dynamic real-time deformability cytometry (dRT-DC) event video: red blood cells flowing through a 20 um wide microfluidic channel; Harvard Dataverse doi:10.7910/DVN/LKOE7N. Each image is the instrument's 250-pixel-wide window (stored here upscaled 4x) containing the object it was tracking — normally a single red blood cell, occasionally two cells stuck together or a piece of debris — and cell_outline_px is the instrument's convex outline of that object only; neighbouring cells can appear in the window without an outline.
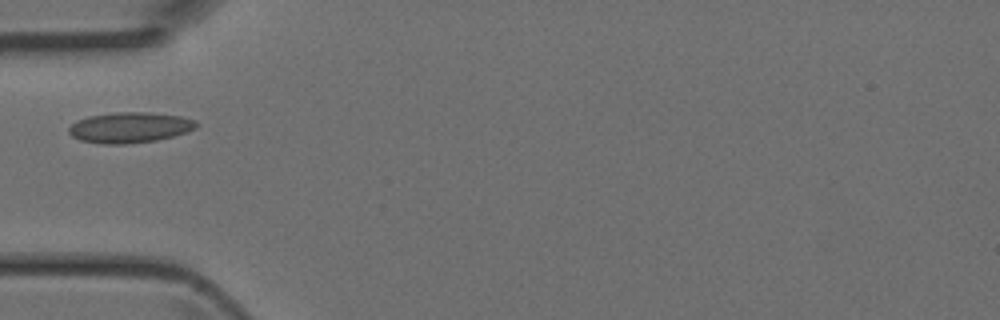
{"species": "Egyptian fruit bat (a non-hibernating species)", "species_latin": "Rousettus aegyptiacus", "temperature_condition": "room temperature", "stored_images_in_passage": 3, "camera_frame_rate_fps": 3000, "um_per_image_px": 0.085, "animal": {"sex": "female"}, "frame": {"image": 1, "passage_image": 2, "time_ms": 0.333, "image_size_px": [1000, 320], "cell_outline_px": [[200, 124], [196, 128], [188, 132], [156, 140], [124, 144], [104, 144], [80, 140], [72, 136], [68, 132], [68, 128], [76, 120], [88, 116], [116, 112], [148, 112], [180, 116], [196, 120]], "centroid_in_image_um": [11.04, 10.83], "position_along_channel_um": 74.0, "area_um2": 22.83}}
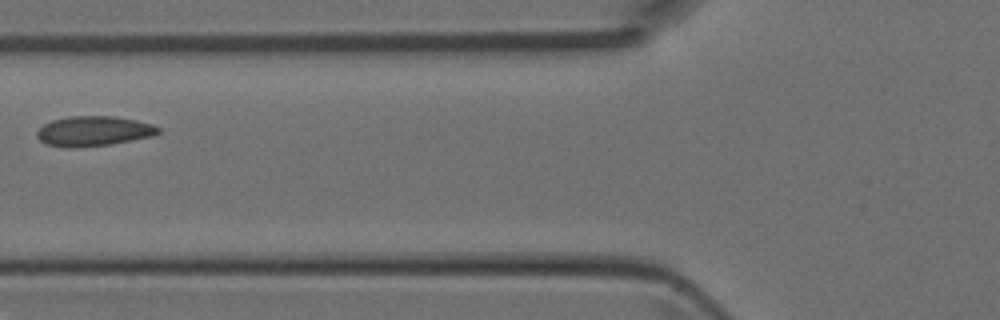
{"frame": {"image": 2, "passage_image": 3, "time_ms": 0.667, "image_size_px": [1000, 320], "cell_outline_px": [[160, 132], [152, 136], [112, 144], [76, 148], [64, 148], [44, 144], [36, 136], [36, 132], [44, 124], [52, 120], [68, 116], [116, 116], [136, 120], [152, 124], [160, 128]], "centroid_in_image_um": [7.93, 11.15], "position_along_channel_um": 117.9, "area_um2": 21.44}}